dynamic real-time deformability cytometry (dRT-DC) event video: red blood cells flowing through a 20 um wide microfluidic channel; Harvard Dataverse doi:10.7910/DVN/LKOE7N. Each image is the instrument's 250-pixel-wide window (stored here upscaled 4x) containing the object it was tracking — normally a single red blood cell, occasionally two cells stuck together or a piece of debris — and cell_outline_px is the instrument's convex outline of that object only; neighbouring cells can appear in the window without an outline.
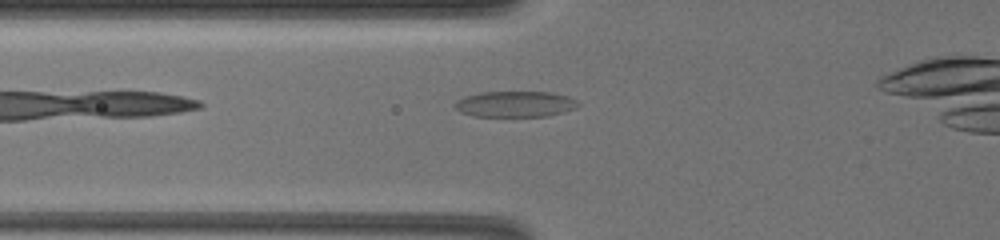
{"species": "common noctule bat (a hibernating species)", "species_latin": "Nyctalus noctula", "temperature_condition": "warm", "stored_images_in_passage": 35, "camera_frame_rate_fps": 3000, "um_per_image_px": 0.085, "animal": {"sex": "female", "body_mass_g": 19.5, "forearm_length_mm": 54.1}, "frame": {"image": 1, "passage_image": 2, "time_ms": 0.333, "image_size_px": [1000, 240], "cell_outline_px": [[580, 104], [576, 108], [564, 112], [548, 116], [472, 116], [460, 112], [452, 104], [456, 100], [464, 96], [480, 92], [552, 92], [568, 96], [576, 100]], "centroid_in_image_um": [43.77, 8.84], "position_along_channel_um": 82.0, "area_um2": 18.79}}
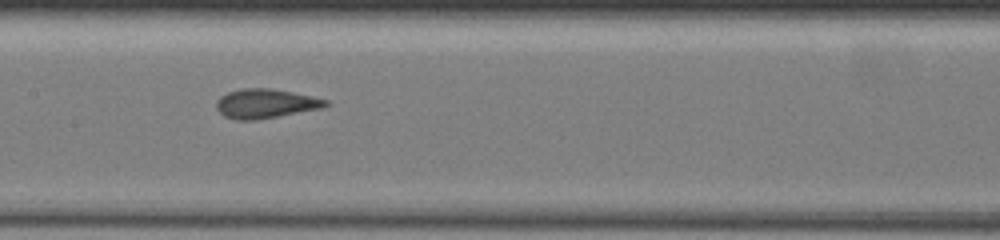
{"frame": {"image": 2, "passage_image": 11, "time_ms": 3.333, "image_size_px": [1000, 240], "cell_outline_px": [[328, 104], [320, 108], [256, 120], [236, 120], [224, 116], [216, 108], [216, 100], [220, 96], [228, 92], [240, 88], [272, 88], [312, 96], [328, 100]], "centroid_in_image_um": [22.52, 8.79], "position_along_channel_um": 184.9, "area_um2": 18.55}}
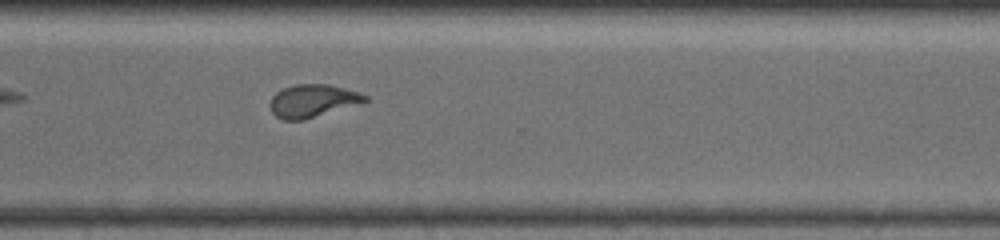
{"frame": {"image": 3, "passage_image": 25, "time_ms": 8.0, "image_size_px": [1000, 240], "cell_outline_px": [[368, 100], [304, 120], [284, 120], [276, 116], [272, 112], [268, 104], [272, 96], [276, 92], [284, 88], [296, 84], [328, 84], [344, 88], [368, 96]], "centroid_in_image_um": [26.5, 8.57], "position_along_channel_um": 344.1, "area_um2": 17.86}}